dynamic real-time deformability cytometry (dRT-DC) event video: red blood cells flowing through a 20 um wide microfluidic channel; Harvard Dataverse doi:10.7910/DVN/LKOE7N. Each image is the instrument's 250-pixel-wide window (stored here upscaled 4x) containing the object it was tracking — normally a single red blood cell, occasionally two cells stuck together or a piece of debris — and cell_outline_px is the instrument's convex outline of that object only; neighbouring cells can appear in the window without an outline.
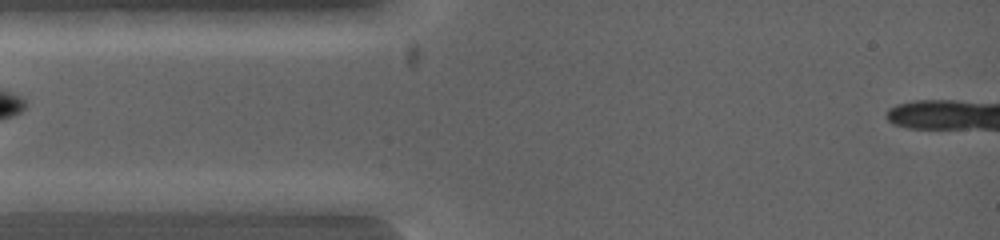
{"species": "common noctule bat (a hibernating species)", "species_latin": "Nyctalus noctula", "temperature_condition": "warm", "stored_images_in_passage": 3, "camera_frame_rate_fps": 5000, "um_per_image_px": 0.085, "animal": {"sex": "female", "body_mass_g": 19.0, "forearm_length_mm": 53.3}, "frame": {"image": 1, "passage_image": 1, "time_ms": 0.0, "image_size_px": [1000, 240], "cell_outline_px": [[148, 200], [92, 212], [24, 212], [12, 200], [88, 192], [100, 192]], "centroid_in_image_um": [6.38, 17.23], "position_along_channel_um": 78.6, "area_um2": 13.12}}